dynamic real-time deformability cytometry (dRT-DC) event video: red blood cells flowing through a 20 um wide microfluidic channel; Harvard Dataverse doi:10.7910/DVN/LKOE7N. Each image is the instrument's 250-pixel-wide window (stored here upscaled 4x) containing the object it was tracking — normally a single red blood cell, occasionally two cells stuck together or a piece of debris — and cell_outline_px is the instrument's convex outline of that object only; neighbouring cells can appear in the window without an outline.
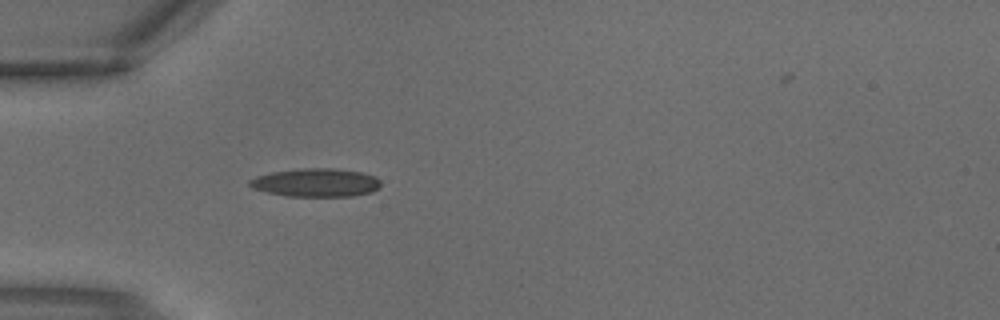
{"species": "common noctule bat (a hibernating species)", "species_latin": "Nyctalus noctula", "temperature_condition": "warm", "stored_images_in_passage": 2, "camera_frame_rate_fps": 3000, "um_per_image_px": 0.085, "animal": {"sex": "male", "body_mass_g": 18.8}, "frame": {"image": 1, "passage_image": 2, "time_ms": 0.333, "image_size_px": [1000, 320], "cell_outline_px": [[380, 184], [372, 192], [352, 196], [284, 196], [252, 188], [248, 184], [248, 180], [256, 176], [272, 172], [304, 168], [332, 168], [360, 172], [376, 176], [380, 180]], "centroid_in_image_um": [26.83, 15.52], "position_along_channel_um": 58.2, "area_um2": 21.62}}